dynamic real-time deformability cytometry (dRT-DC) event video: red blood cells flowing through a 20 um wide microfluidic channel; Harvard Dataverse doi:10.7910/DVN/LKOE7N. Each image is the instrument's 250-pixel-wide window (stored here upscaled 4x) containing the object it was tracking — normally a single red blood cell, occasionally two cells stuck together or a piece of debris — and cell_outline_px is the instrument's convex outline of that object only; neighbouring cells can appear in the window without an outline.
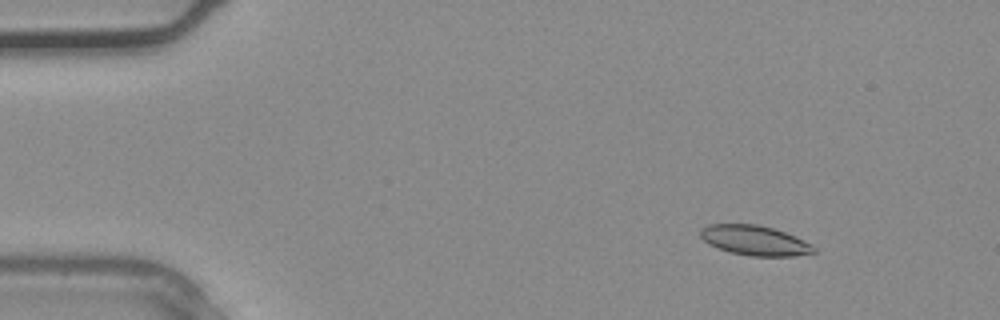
{"species": "common noctule bat (a hibernating species)", "species_latin": "Nyctalus noctula", "temperature_condition": "warm", "stored_images_in_passage": 36, "camera_frame_rate_fps": 3000, "um_per_image_px": 0.085, "animal": {"sex": "male", "body_mass_g": 20.4}, "frame": {"image": 1, "passage_image": 4, "time_ms": 1.0, "image_size_px": [1000, 320], "cell_outline_px": [[816, 252], [796, 256], [752, 256], [732, 252], [716, 248], [708, 244], [700, 236], [700, 228], [708, 224], [756, 224], [772, 228], [784, 232], [804, 240], [812, 244], [816, 248]], "centroid_in_image_um": [64.14, 20.44], "position_along_channel_um": 20.9, "area_um2": 19.77}}
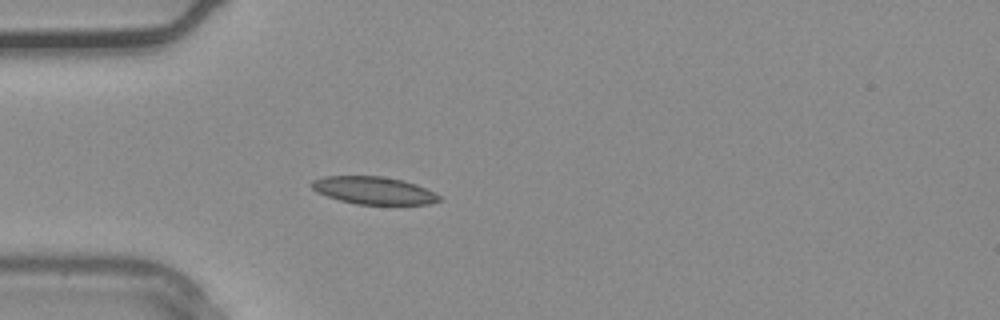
{"frame": {"image": 2, "passage_image": 10, "time_ms": 3.0, "image_size_px": [1000, 320], "cell_outline_px": [[440, 200], [428, 204], [356, 204], [340, 200], [316, 192], [308, 184], [312, 180], [324, 176], [380, 176], [404, 180], [416, 184], [440, 196]], "centroid_in_image_um": [31.7, 16.18], "position_along_channel_um": 53.3, "area_um2": 20.35}}
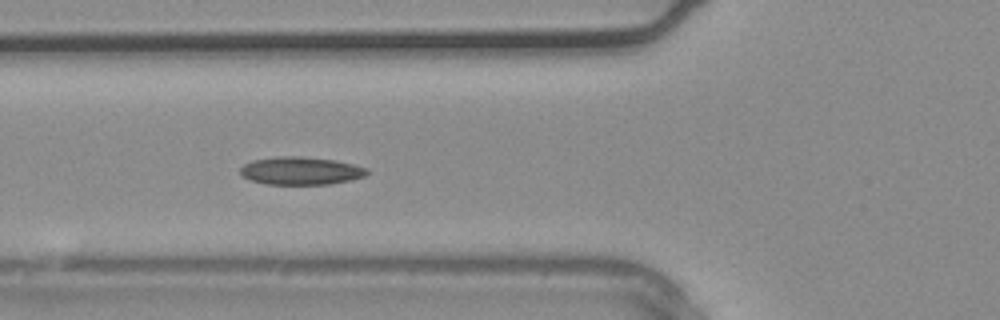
{"frame": {"image": 3, "passage_image": 13, "time_ms": 4.0, "image_size_px": [1000, 320], "cell_outline_px": [[368, 172], [364, 176], [348, 180], [328, 184], [268, 184], [252, 180], [244, 176], [240, 172], [240, 168], [244, 164], [252, 160], [280, 156], [300, 156], [336, 160], [368, 168]], "centroid_in_image_um": [25.56, 14.5], "position_along_channel_um": 100.2, "area_um2": 20.35}}